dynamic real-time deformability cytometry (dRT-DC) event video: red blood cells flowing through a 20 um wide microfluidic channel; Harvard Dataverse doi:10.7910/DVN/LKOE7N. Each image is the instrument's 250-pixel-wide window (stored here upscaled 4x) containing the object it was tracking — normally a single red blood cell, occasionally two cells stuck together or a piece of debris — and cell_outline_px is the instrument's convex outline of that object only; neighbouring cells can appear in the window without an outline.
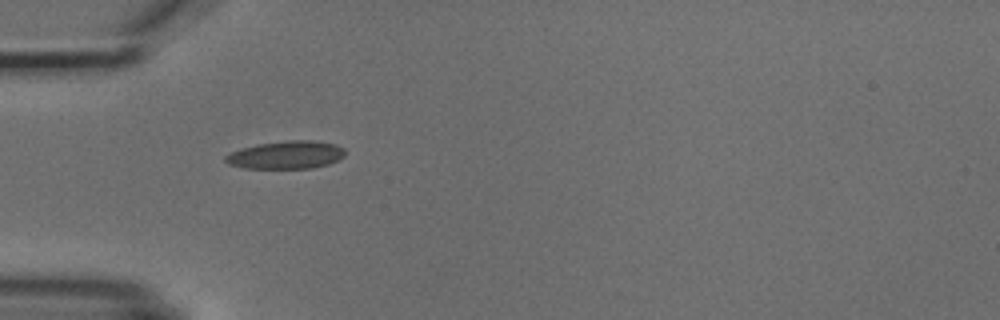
{"species": "common noctule bat (a hibernating species)", "species_latin": "Nyctalus noctula", "temperature_condition": "cold", "stored_images_in_passage": 2, "camera_frame_rate_fps": 3000, "um_per_image_px": 0.085, "animal": {"sex": "male", "body_mass_g": 18.8}, "frame": {"image": 1, "passage_image": 1, "time_ms": 0.0, "image_size_px": [1000, 320], "cell_outline_px": [[344, 156], [328, 164], [312, 168], [244, 168], [228, 164], [224, 160], [224, 156], [240, 148], [256, 144], [288, 140], [312, 140], [336, 144], [344, 148]], "centroid_in_image_um": [24.3, 13.16], "position_along_channel_um": 60.7, "area_um2": 19.48}}
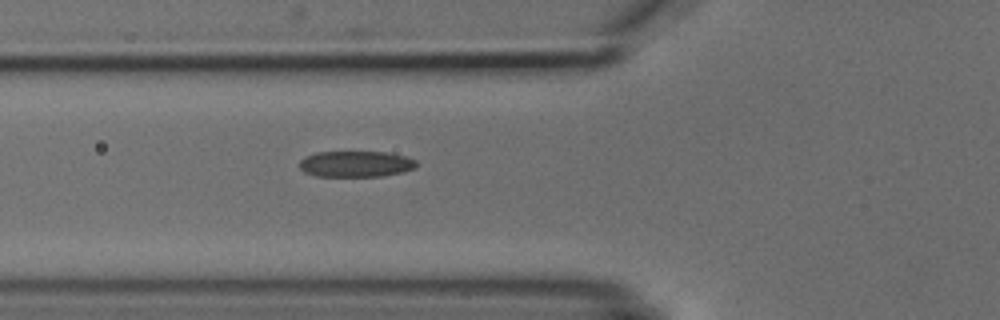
{"frame": {"image": 2, "passage_image": 2, "time_ms": 1.0, "image_size_px": [1000, 320], "cell_outline_px": [[416, 168], [404, 172], [384, 176], [316, 176], [304, 172], [300, 168], [300, 160], [304, 156], [316, 152], [384, 152], [404, 156], [416, 160]], "centroid_in_image_um": [30.24, 13.94], "position_along_channel_um": 95.6, "area_um2": 17.8}}